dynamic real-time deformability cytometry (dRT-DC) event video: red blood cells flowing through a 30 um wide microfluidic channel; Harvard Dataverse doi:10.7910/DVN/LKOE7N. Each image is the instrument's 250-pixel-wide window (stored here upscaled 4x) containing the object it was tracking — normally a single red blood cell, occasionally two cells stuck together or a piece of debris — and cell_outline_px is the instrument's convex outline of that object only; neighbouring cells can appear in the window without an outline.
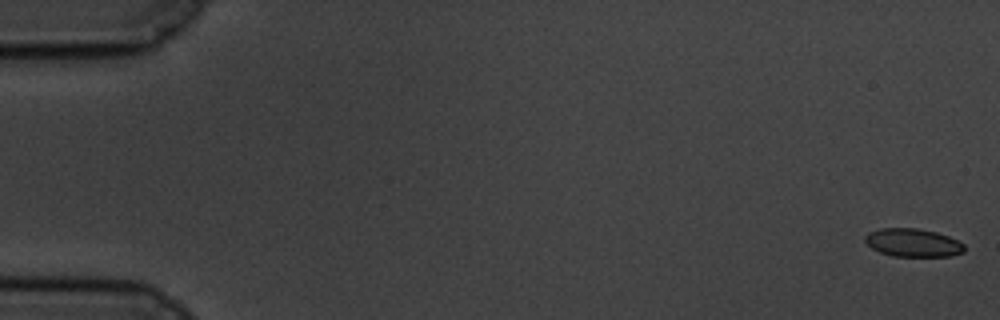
{"species": "common noctule bat (a hibernating species)", "species_latin": "Nyctalus noctula", "temperature_condition": "cold", "stored_images_in_passage": 58, "camera_frame_rate_fps": 3000, "um_per_image_px": 0.085, "animal": {"sex": "male", "body_mass_g": 19.5, "forearm_length_mm": 54.6}, "frame": {"image": 1, "passage_image": 1, "time_ms": 0.0, "image_size_px": [1000, 320], "cell_outline_px": [[964, 252], [952, 256], [892, 256], [880, 252], [872, 248], [864, 240], [864, 236], [868, 232], [880, 228], [920, 228], [936, 232], [948, 236], [964, 244]], "centroid_in_image_um": [77.59, 20.62], "position_along_channel_um": 7.4, "area_um2": 16.36}}
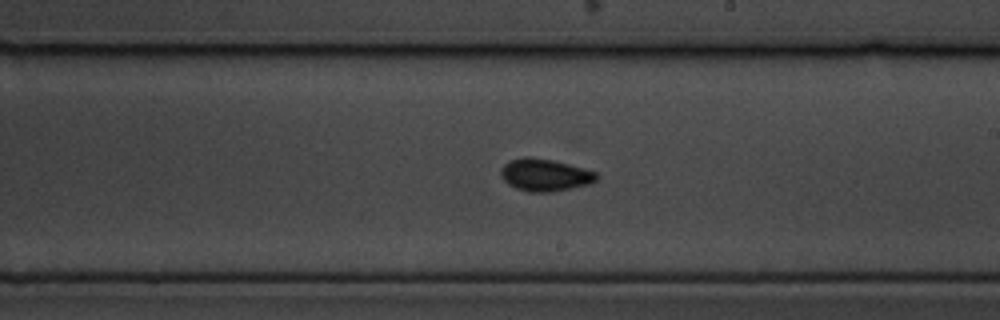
{"frame": {"image": 2, "passage_image": 34, "time_ms": 11.0, "image_size_px": [1000, 320], "cell_outline_px": [[600, 176], [596, 180], [588, 184], [572, 188], [552, 192], [528, 192], [516, 188], [508, 184], [500, 176], [500, 168], [504, 164], [512, 160], [528, 156], [552, 160], [584, 168], [596, 172]], "centroid_in_image_um": [46.31, 14.88], "position_along_channel_um": 242.7, "area_um2": 18.03}}
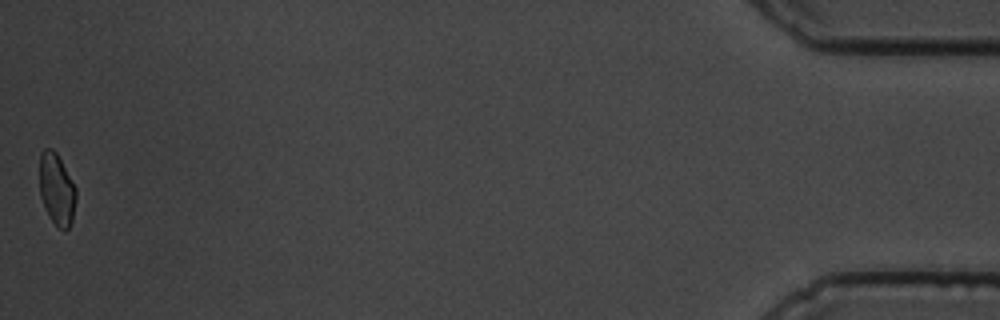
{"frame": {"image": 3, "passage_image": 58, "time_ms": 19.0, "image_size_px": [1000, 320], "cell_outline_px": [[76, 200], [72, 220], [68, 228], [64, 232], [48, 216], [40, 196], [40, 152], [44, 148], [52, 148], [56, 152], [76, 188]], "centroid_in_image_um": [4.82, 16.09], "position_along_channel_um": 430.4, "area_um2": 15.2}, "authors_computed_cell_mechanics": {"area_um2": 16.762, "velocity_mm_per_s": 3.4949, "shape_relaxation_time_tau1_ms": 2.9343, "shape_relaxation_time_tau2_ms": 7.3572, "deformation_change_tau1": 0.0743, "deformation_change_tau2": 0.0992}}